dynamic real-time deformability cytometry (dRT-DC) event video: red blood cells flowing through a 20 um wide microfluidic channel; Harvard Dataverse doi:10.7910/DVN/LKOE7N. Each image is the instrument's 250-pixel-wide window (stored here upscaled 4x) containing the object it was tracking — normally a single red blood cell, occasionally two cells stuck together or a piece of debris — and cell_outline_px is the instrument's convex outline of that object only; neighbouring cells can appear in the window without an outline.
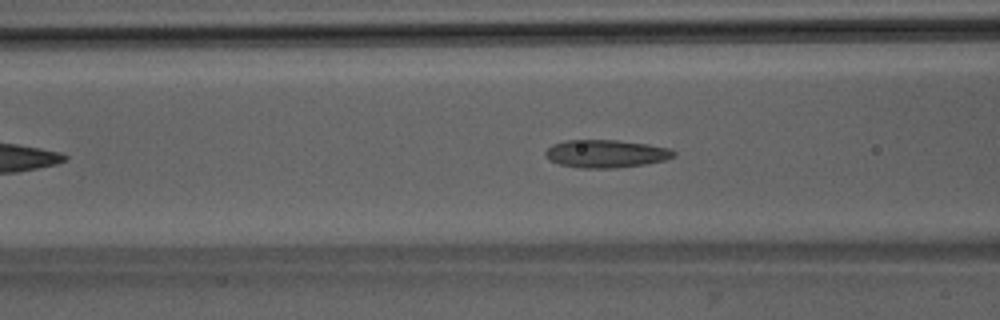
{"species": "Egyptian fruit bat (a non-hibernating species)", "species_latin": "Rousettus aegyptiacus", "temperature_condition": "room temperature", "stored_images_in_passage": 40, "camera_frame_rate_fps": 3000, "um_per_image_px": 0.085, "animal": {"sex": "male"}, "frame": {"image": 1, "passage_image": 12, "time_ms": 3.667, "image_size_px": [1000, 320], "cell_outline_px": [[676, 156], [664, 160], [644, 164], [616, 168], [580, 168], [560, 164], [548, 160], [544, 156], [544, 152], [552, 144], [564, 140], [616, 140], [648, 144], [672, 148], [676, 152]], "centroid_in_image_um": [51.5, 13.06], "position_along_channel_um": 115.1, "area_um2": 21.04}}
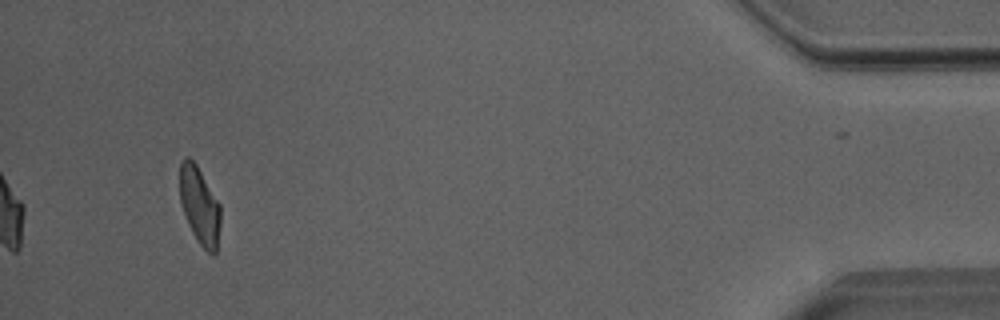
{"frame": {"image": 2, "passage_image": 40, "time_ms": 13.0, "image_size_px": [1000, 320], "cell_outline_px": [[220, 224], [216, 252], [212, 256], [200, 244], [192, 232], [188, 224], [180, 200], [180, 160], [184, 156], [188, 156], [196, 164], [220, 204]], "centroid_in_image_um": [16.96, 17.46], "position_along_channel_um": 418.2, "area_um2": 18.26}, "authors_computed_cell_mechanics": {"area_um2": 20.1144, "velocity_mm_per_s": 4.0192, "shape_relaxation_time_tau1_ms": 5.9944, "shape_relaxation_time_tau2_ms": 1.6433, "deformation_change_tau1": 0.1918, "deformation_change_tau2": 0.1047}}